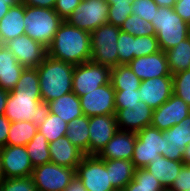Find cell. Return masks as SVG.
<instances>
[{
  "mask_svg": "<svg viewBox=\"0 0 190 191\" xmlns=\"http://www.w3.org/2000/svg\"><path fill=\"white\" fill-rule=\"evenodd\" d=\"M47 55L73 65L90 61V33L63 21L47 47Z\"/></svg>",
  "mask_w": 190,
  "mask_h": 191,
  "instance_id": "cell-1",
  "label": "cell"
},
{
  "mask_svg": "<svg viewBox=\"0 0 190 191\" xmlns=\"http://www.w3.org/2000/svg\"><path fill=\"white\" fill-rule=\"evenodd\" d=\"M36 69L42 102L48 103L72 92L75 65L47 55Z\"/></svg>",
  "mask_w": 190,
  "mask_h": 191,
  "instance_id": "cell-2",
  "label": "cell"
},
{
  "mask_svg": "<svg viewBox=\"0 0 190 191\" xmlns=\"http://www.w3.org/2000/svg\"><path fill=\"white\" fill-rule=\"evenodd\" d=\"M4 115L10 122L32 121L39 127L49 115V105L42 102L40 93H27L21 90L8 92Z\"/></svg>",
  "mask_w": 190,
  "mask_h": 191,
  "instance_id": "cell-3",
  "label": "cell"
},
{
  "mask_svg": "<svg viewBox=\"0 0 190 191\" xmlns=\"http://www.w3.org/2000/svg\"><path fill=\"white\" fill-rule=\"evenodd\" d=\"M151 25L155 29L160 50L164 52L190 37V24L184 21L173 8L159 7Z\"/></svg>",
  "mask_w": 190,
  "mask_h": 191,
  "instance_id": "cell-4",
  "label": "cell"
},
{
  "mask_svg": "<svg viewBox=\"0 0 190 191\" xmlns=\"http://www.w3.org/2000/svg\"><path fill=\"white\" fill-rule=\"evenodd\" d=\"M63 21L54 9L24 5L25 34L46 48Z\"/></svg>",
  "mask_w": 190,
  "mask_h": 191,
  "instance_id": "cell-5",
  "label": "cell"
},
{
  "mask_svg": "<svg viewBox=\"0 0 190 191\" xmlns=\"http://www.w3.org/2000/svg\"><path fill=\"white\" fill-rule=\"evenodd\" d=\"M120 27L104 24L90 33L91 61L110 68L119 65L117 41Z\"/></svg>",
  "mask_w": 190,
  "mask_h": 191,
  "instance_id": "cell-6",
  "label": "cell"
},
{
  "mask_svg": "<svg viewBox=\"0 0 190 191\" xmlns=\"http://www.w3.org/2000/svg\"><path fill=\"white\" fill-rule=\"evenodd\" d=\"M136 143L132 156L135 168H144L151 161L157 160V156H164L168 142L166 134L153 126H146L136 132Z\"/></svg>",
  "mask_w": 190,
  "mask_h": 191,
  "instance_id": "cell-7",
  "label": "cell"
},
{
  "mask_svg": "<svg viewBox=\"0 0 190 191\" xmlns=\"http://www.w3.org/2000/svg\"><path fill=\"white\" fill-rule=\"evenodd\" d=\"M75 176L87 191H115L110 181L105 160L98 155H84L75 170Z\"/></svg>",
  "mask_w": 190,
  "mask_h": 191,
  "instance_id": "cell-8",
  "label": "cell"
},
{
  "mask_svg": "<svg viewBox=\"0 0 190 191\" xmlns=\"http://www.w3.org/2000/svg\"><path fill=\"white\" fill-rule=\"evenodd\" d=\"M109 4L106 0H81L67 22L74 27L91 33L108 23Z\"/></svg>",
  "mask_w": 190,
  "mask_h": 191,
  "instance_id": "cell-9",
  "label": "cell"
},
{
  "mask_svg": "<svg viewBox=\"0 0 190 191\" xmlns=\"http://www.w3.org/2000/svg\"><path fill=\"white\" fill-rule=\"evenodd\" d=\"M111 68L87 61L75 65L72 79V92L78 97L110 82Z\"/></svg>",
  "mask_w": 190,
  "mask_h": 191,
  "instance_id": "cell-10",
  "label": "cell"
},
{
  "mask_svg": "<svg viewBox=\"0 0 190 191\" xmlns=\"http://www.w3.org/2000/svg\"><path fill=\"white\" fill-rule=\"evenodd\" d=\"M32 177L36 191H64L75 177V169L49 162L34 167Z\"/></svg>",
  "mask_w": 190,
  "mask_h": 191,
  "instance_id": "cell-11",
  "label": "cell"
},
{
  "mask_svg": "<svg viewBox=\"0 0 190 191\" xmlns=\"http://www.w3.org/2000/svg\"><path fill=\"white\" fill-rule=\"evenodd\" d=\"M79 98L83 115L87 117L116 113L115 90L110 82Z\"/></svg>",
  "mask_w": 190,
  "mask_h": 191,
  "instance_id": "cell-12",
  "label": "cell"
},
{
  "mask_svg": "<svg viewBox=\"0 0 190 191\" xmlns=\"http://www.w3.org/2000/svg\"><path fill=\"white\" fill-rule=\"evenodd\" d=\"M25 68H37L47 56V48L26 34L16 37L4 44Z\"/></svg>",
  "mask_w": 190,
  "mask_h": 191,
  "instance_id": "cell-13",
  "label": "cell"
},
{
  "mask_svg": "<svg viewBox=\"0 0 190 191\" xmlns=\"http://www.w3.org/2000/svg\"><path fill=\"white\" fill-rule=\"evenodd\" d=\"M4 178L32 176L33 166L25 146L6 145L0 149Z\"/></svg>",
  "mask_w": 190,
  "mask_h": 191,
  "instance_id": "cell-14",
  "label": "cell"
},
{
  "mask_svg": "<svg viewBox=\"0 0 190 191\" xmlns=\"http://www.w3.org/2000/svg\"><path fill=\"white\" fill-rule=\"evenodd\" d=\"M189 114L190 105L173 94L159 108L154 109L151 126L165 131L176 124H181Z\"/></svg>",
  "mask_w": 190,
  "mask_h": 191,
  "instance_id": "cell-15",
  "label": "cell"
},
{
  "mask_svg": "<svg viewBox=\"0 0 190 191\" xmlns=\"http://www.w3.org/2000/svg\"><path fill=\"white\" fill-rule=\"evenodd\" d=\"M118 130L115 115L89 117V155H98Z\"/></svg>",
  "mask_w": 190,
  "mask_h": 191,
  "instance_id": "cell-16",
  "label": "cell"
},
{
  "mask_svg": "<svg viewBox=\"0 0 190 191\" xmlns=\"http://www.w3.org/2000/svg\"><path fill=\"white\" fill-rule=\"evenodd\" d=\"M140 99L150 108L157 109L173 95L172 76H161L141 81Z\"/></svg>",
  "mask_w": 190,
  "mask_h": 191,
  "instance_id": "cell-17",
  "label": "cell"
},
{
  "mask_svg": "<svg viewBox=\"0 0 190 191\" xmlns=\"http://www.w3.org/2000/svg\"><path fill=\"white\" fill-rule=\"evenodd\" d=\"M128 66L141 81L161 76H172L167 63L166 52L162 50L135 58L128 63Z\"/></svg>",
  "mask_w": 190,
  "mask_h": 191,
  "instance_id": "cell-18",
  "label": "cell"
},
{
  "mask_svg": "<svg viewBox=\"0 0 190 191\" xmlns=\"http://www.w3.org/2000/svg\"><path fill=\"white\" fill-rule=\"evenodd\" d=\"M153 109L146 103L140 101V104L130 108H116V121L119 130L138 132L150 126L152 122Z\"/></svg>",
  "mask_w": 190,
  "mask_h": 191,
  "instance_id": "cell-19",
  "label": "cell"
},
{
  "mask_svg": "<svg viewBox=\"0 0 190 191\" xmlns=\"http://www.w3.org/2000/svg\"><path fill=\"white\" fill-rule=\"evenodd\" d=\"M136 132L118 130L98 156L103 160H132Z\"/></svg>",
  "mask_w": 190,
  "mask_h": 191,
  "instance_id": "cell-20",
  "label": "cell"
},
{
  "mask_svg": "<svg viewBox=\"0 0 190 191\" xmlns=\"http://www.w3.org/2000/svg\"><path fill=\"white\" fill-rule=\"evenodd\" d=\"M49 152L51 162L75 170L85 155L66 136L49 143Z\"/></svg>",
  "mask_w": 190,
  "mask_h": 191,
  "instance_id": "cell-21",
  "label": "cell"
},
{
  "mask_svg": "<svg viewBox=\"0 0 190 191\" xmlns=\"http://www.w3.org/2000/svg\"><path fill=\"white\" fill-rule=\"evenodd\" d=\"M25 34L24 4L20 1L10 7L0 20V44Z\"/></svg>",
  "mask_w": 190,
  "mask_h": 191,
  "instance_id": "cell-22",
  "label": "cell"
},
{
  "mask_svg": "<svg viewBox=\"0 0 190 191\" xmlns=\"http://www.w3.org/2000/svg\"><path fill=\"white\" fill-rule=\"evenodd\" d=\"M24 69L14 54L0 44V87L8 92L12 91Z\"/></svg>",
  "mask_w": 190,
  "mask_h": 191,
  "instance_id": "cell-23",
  "label": "cell"
},
{
  "mask_svg": "<svg viewBox=\"0 0 190 191\" xmlns=\"http://www.w3.org/2000/svg\"><path fill=\"white\" fill-rule=\"evenodd\" d=\"M183 166V161H173L160 155L144 168L153 173L163 188H170Z\"/></svg>",
  "mask_w": 190,
  "mask_h": 191,
  "instance_id": "cell-24",
  "label": "cell"
},
{
  "mask_svg": "<svg viewBox=\"0 0 190 191\" xmlns=\"http://www.w3.org/2000/svg\"><path fill=\"white\" fill-rule=\"evenodd\" d=\"M50 113L59 116L66 123L83 115L80 98L74 93H68L48 102Z\"/></svg>",
  "mask_w": 190,
  "mask_h": 191,
  "instance_id": "cell-25",
  "label": "cell"
},
{
  "mask_svg": "<svg viewBox=\"0 0 190 191\" xmlns=\"http://www.w3.org/2000/svg\"><path fill=\"white\" fill-rule=\"evenodd\" d=\"M105 166L109 171L112 186L116 190H124L125 186L133 179L136 169L132 160H105Z\"/></svg>",
  "mask_w": 190,
  "mask_h": 191,
  "instance_id": "cell-26",
  "label": "cell"
},
{
  "mask_svg": "<svg viewBox=\"0 0 190 191\" xmlns=\"http://www.w3.org/2000/svg\"><path fill=\"white\" fill-rule=\"evenodd\" d=\"M89 135V117L86 115L74 118L68 123L65 136L85 155H89Z\"/></svg>",
  "mask_w": 190,
  "mask_h": 191,
  "instance_id": "cell-27",
  "label": "cell"
},
{
  "mask_svg": "<svg viewBox=\"0 0 190 191\" xmlns=\"http://www.w3.org/2000/svg\"><path fill=\"white\" fill-rule=\"evenodd\" d=\"M165 52L171 75L190 69V37Z\"/></svg>",
  "mask_w": 190,
  "mask_h": 191,
  "instance_id": "cell-28",
  "label": "cell"
},
{
  "mask_svg": "<svg viewBox=\"0 0 190 191\" xmlns=\"http://www.w3.org/2000/svg\"><path fill=\"white\" fill-rule=\"evenodd\" d=\"M110 83L114 90H138L141 79L138 78L128 64L117 65L111 68Z\"/></svg>",
  "mask_w": 190,
  "mask_h": 191,
  "instance_id": "cell-29",
  "label": "cell"
},
{
  "mask_svg": "<svg viewBox=\"0 0 190 191\" xmlns=\"http://www.w3.org/2000/svg\"><path fill=\"white\" fill-rule=\"evenodd\" d=\"M38 127L32 121L11 122L7 145L26 146L35 136Z\"/></svg>",
  "mask_w": 190,
  "mask_h": 191,
  "instance_id": "cell-30",
  "label": "cell"
},
{
  "mask_svg": "<svg viewBox=\"0 0 190 191\" xmlns=\"http://www.w3.org/2000/svg\"><path fill=\"white\" fill-rule=\"evenodd\" d=\"M25 148L33 168L51 162L49 143L41 132L37 131Z\"/></svg>",
  "mask_w": 190,
  "mask_h": 191,
  "instance_id": "cell-31",
  "label": "cell"
},
{
  "mask_svg": "<svg viewBox=\"0 0 190 191\" xmlns=\"http://www.w3.org/2000/svg\"><path fill=\"white\" fill-rule=\"evenodd\" d=\"M162 189L163 187L153 173L145 168H138L135 169L134 177L125 186L124 191H161Z\"/></svg>",
  "mask_w": 190,
  "mask_h": 191,
  "instance_id": "cell-32",
  "label": "cell"
},
{
  "mask_svg": "<svg viewBox=\"0 0 190 191\" xmlns=\"http://www.w3.org/2000/svg\"><path fill=\"white\" fill-rule=\"evenodd\" d=\"M68 123L62 120L59 116L49 113L46 120L38 127V131L41 132L48 143L62 138L66 135Z\"/></svg>",
  "mask_w": 190,
  "mask_h": 191,
  "instance_id": "cell-33",
  "label": "cell"
},
{
  "mask_svg": "<svg viewBox=\"0 0 190 191\" xmlns=\"http://www.w3.org/2000/svg\"><path fill=\"white\" fill-rule=\"evenodd\" d=\"M166 140L171 143L173 147L184 148L190 143V114L181 122L176 124L168 130H165Z\"/></svg>",
  "mask_w": 190,
  "mask_h": 191,
  "instance_id": "cell-34",
  "label": "cell"
},
{
  "mask_svg": "<svg viewBox=\"0 0 190 191\" xmlns=\"http://www.w3.org/2000/svg\"><path fill=\"white\" fill-rule=\"evenodd\" d=\"M134 0H106L109 4L108 24L121 27L124 21L132 14Z\"/></svg>",
  "mask_w": 190,
  "mask_h": 191,
  "instance_id": "cell-35",
  "label": "cell"
},
{
  "mask_svg": "<svg viewBox=\"0 0 190 191\" xmlns=\"http://www.w3.org/2000/svg\"><path fill=\"white\" fill-rule=\"evenodd\" d=\"M120 30L135 37L156 36L155 29L151 23L136 14H131L121 25Z\"/></svg>",
  "mask_w": 190,
  "mask_h": 191,
  "instance_id": "cell-36",
  "label": "cell"
},
{
  "mask_svg": "<svg viewBox=\"0 0 190 191\" xmlns=\"http://www.w3.org/2000/svg\"><path fill=\"white\" fill-rule=\"evenodd\" d=\"M119 65L130 63L136 58V37L120 31L117 41Z\"/></svg>",
  "mask_w": 190,
  "mask_h": 191,
  "instance_id": "cell-37",
  "label": "cell"
},
{
  "mask_svg": "<svg viewBox=\"0 0 190 191\" xmlns=\"http://www.w3.org/2000/svg\"><path fill=\"white\" fill-rule=\"evenodd\" d=\"M39 76L36 68H25L13 90L27 93H40Z\"/></svg>",
  "mask_w": 190,
  "mask_h": 191,
  "instance_id": "cell-38",
  "label": "cell"
},
{
  "mask_svg": "<svg viewBox=\"0 0 190 191\" xmlns=\"http://www.w3.org/2000/svg\"><path fill=\"white\" fill-rule=\"evenodd\" d=\"M173 94L190 105V69L172 75Z\"/></svg>",
  "mask_w": 190,
  "mask_h": 191,
  "instance_id": "cell-39",
  "label": "cell"
},
{
  "mask_svg": "<svg viewBox=\"0 0 190 191\" xmlns=\"http://www.w3.org/2000/svg\"><path fill=\"white\" fill-rule=\"evenodd\" d=\"M0 191H36V187L32 176L4 178Z\"/></svg>",
  "mask_w": 190,
  "mask_h": 191,
  "instance_id": "cell-40",
  "label": "cell"
},
{
  "mask_svg": "<svg viewBox=\"0 0 190 191\" xmlns=\"http://www.w3.org/2000/svg\"><path fill=\"white\" fill-rule=\"evenodd\" d=\"M159 6L154 2V0H134L132 2V14L144 18L149 23L152 22Z\"/></svg>",
  "mask_w": 190,
  "mask_h": 191,
  "instance_id": "cell-41",
  "label": "cell"
},
{
  "mask_svg": "<svg viewBox=\"0 0 190 191\" xmlns=\"http://www.w3.org/2000/svg\"><path fill=\"white\" fill-rule=\"evenodd\" d=\"M139 90H115V107L116 108H130L140 104Z\"/></svg>",
  "mask_w": 190,
  "mask_h": 191,
  "instance_id": "cell-42",
  "label": "cell"
},
{
  "mask_svg": "<svg viewBox=\"0 0 190 191\" xmlns=\"http://www.w3.org/2000/svg\"><path fill=\"white\" fill-rule=\"evenodd\" d=\"M160 51L156 36H137L136 37V58L147 56Z\"/></svg>",
  "mask_w": 190,
  "mask_h": 191,
  "instance_id": "cell-43",
  "label": "cell"
},
{
  "mask_svg": "<svg viewBox=\"0 0 190 191\" xmlns=\"http://www.w3.org/2000/svg\"><path fill=\"white\" fill-rule=\"evenodd\" d=\"M80 2L81 0H56L54 11L66 21Z\"/></svg>",
  "mask_w": 190,
  "mask_h": 191,
  "instance_id": "cell-44",
  "label": "cell"
},
{
  "mask_svg": "<svg viewBox=\"0 0 190 191\" xmlns=\"http://www.w3.org/2000/svg\"><path fill=\"white\" fill-rule=\"evenodd\" d=\"M170 189L173 191L190 190V170L185 165L181 168Z\"/></svg>",
  "mask_w": 190,
  "mask_h": 191,
  "instance_id": "cell-45",
  "label": "cell"
},
{
  "mask_svg": "<svg viewBox=\"0 0 190 191\" xmlns=\"http://www.w3.org/2000/svg\"><path fill=\"white\" fill-rule=\"evenodd\" d=\"M174 11L188 24H190V0H177Z\"/></svg>",
  "mask_w": 190,
  "mask_h": 191,
  "instance_id": "cell-46",
  "label": "cell"
},
{
  "mask_svg": "<svg viewBox=\"0 0 190 191\" xmlns=\"http://www.w3.org/2000/svg\"><path fill=\"white\" fill-rule=\"evenodd\" d=\"M10 120L5 115H0V149L7 145Z\"/></svg>",
  "mask_w": 190,
  "mask_h": 191,
  "instance_id": "cell-47",
  "label": "cell"
},
{
  "mask_svg": "<svg viewBox=\"0 0 190 191\" xmlns=\"http://www.w3.org/2000/svg\"><path fill=\"white\" fill-rule=\"evenodd\" d=\"M165 157L173 161H183V150L180 147H173L171 143H168Z\"/></svg>",
  "mask_w": 190,
  "mask_h": 191,
  "instance_id": "cell-48",
  "label": "cell"
},
{
  "mask_svg": "<svg viewBox=\"0 0 190 191\" xmlns=\"http://www.w3.org/2000/svg\"><path fill=\"white\" fill-rule=\"evenodd\" d=\"M26 6L54 9L56 0H20Z\"/></svg>",
  "mask_w": 190,
  "mask_h": 191,
  "instance_id": "cell-49",
  "label": "cell"
},
{
  "mask_svg": "<svg viewBox=\"0 0 190 191\" xmlns=\"http://www.w3.org/2000/svg\"><path fill=\"white\" fill-rule=\"evenodd\" d=\"M64 191H87V190L85 189L84 185L79 180V178L75 176Z\"/></svg>",
  "mask_w": 190,
  "mask_h": 191,
  "instance_id": "cell-50",
  "label": "cell"
},
{
  "mask_svg": "<svg viewBox=\"0 0 190 191\" xmlns=\"http://www.w3.org/2000/svg\"><path fill=\"white\" fill-rule=\"evenodd\" d=\"M7 98H8V91L3 90L0 87V115H4Z\"/></svg>",
  "mask_w": 190,
  "mask_h": 191,
  "instance_id": "cell-51",
  "label": "cell"
},
{
  "mask_svg": "<svg viewBox=\"0 0 190 191\" xmlns=\"http://www.w3.org/2000/svg\"><path fill=\"white\" fill-rule=\"evenodd\" d=\"M177 0H154V2L159 6L173 8Z\"/></svg>",
  "mask_w": 190,
  "mask_h": 191,
  "instance_id": "cell-52",
  "label": "cell"
},
{
  "mask_svg": "<svg viewBox=\"0 0 190 191\" xmlns=\"http://www.w3.org/2000/svg\"><path fill=\"white\" fill-rule=\"evenodd\" d=\"M12 5L14 4H7L3 0H0V20L6 15Z\"/></svg>",
  "mask_w": 190,
  "mask_h": 191,
  "instance_id": "cell-53",
  "label": "cell"
},
{
  "mask_svg": "<svg viewBox=\"0 0 190 191\" xmlns=\"http://www.w3.org/2000/svg\"><path fill=\"white\" fill-rule=\"evenodd\" d=\"M190 162V143L184 148L183 151V163H189Z\"/></svg>",
  "mask_w": 190,
  "mask_h": 191,
  "instance_id": "cell-54",
  "label": "cell"
},
{
  "mask_svg": "<svg viewBox=\"0 0 190 191\" xmlns=\"http://www.w3.org/2000/svg\"><path fill=\"white\" fill-rule=\"evenodd\" d=\"M4 181V174L2 171V164H1V158H0V184Z\"/></svg>",
  "mask_w": 190,
  "mask_h": 191,
  "instance_id": "cell-55",
  "label": "cell"
},
{
  "mask_svg": "<svg viewBox=\"0 0 190 191\" xmlns=\"http://www.w3.org/2000/svg\"><path fill=\"white\" fill-rule=\"evenodd\" d=\"M7 4H17L20 0H3Z\"/></svg>",
  "mask_w": 190,
  "mask_h": 191,
  "instance_id": "cell-56",
  "label": "cell"
},
{
  "mask_svg": "<svg viewBox=\"0 0 190 191\" xmlns=\"http://www.w3.org/2000/svg\"><path fill=\"white\" fill-rule=\"evenodd\" d=\"M161 191H173V190L170 188H163Z\"/></svg>",
  "mask_w": 190,
  "mask_h": 191,
  "instance_id": "cell-57",
  "label": "cell"
},
{
  "mask_svg": "<svg viewBox=\"0 0 190 191\" xmlns=\"http://www.w3.org/2000/svg\"><path fill=\"white\" fill-rule=\"evenodd\" d=\"M189 170H190V162L189 163H186L184 164Z\"/></svg>",
  "mask_w": 190,
  "mask_h": 191,
  "instance_id": "cell-58",
  "label": "cell"
}]
</instances>
